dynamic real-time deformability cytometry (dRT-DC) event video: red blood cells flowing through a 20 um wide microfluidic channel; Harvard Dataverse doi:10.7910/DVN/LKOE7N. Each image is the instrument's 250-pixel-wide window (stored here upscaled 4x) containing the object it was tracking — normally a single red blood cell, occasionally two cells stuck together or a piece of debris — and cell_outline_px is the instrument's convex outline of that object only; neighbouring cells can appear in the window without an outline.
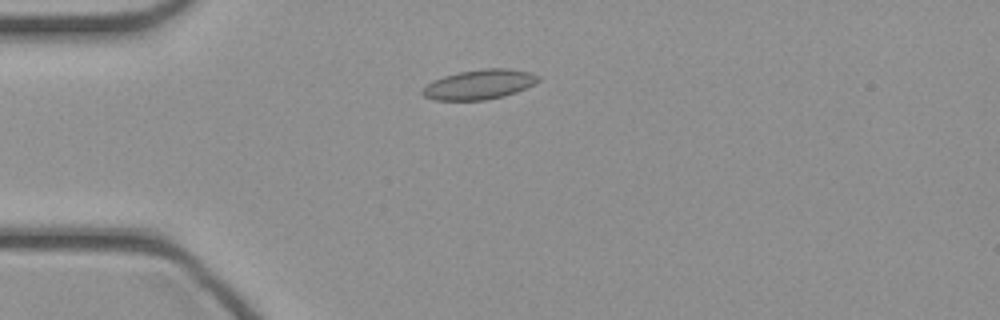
{"species": "common noctule bat (a hibernating species)", "species_latin": "Nyctalus noctula", "temperature_condition": "cold", "stored_images_in_passage": 36, "camera_frame_rate_fps": 3000, "um_per_image_px": 0.085, "animal": {"sex": "female", "body_mass_g": 21.9}, "frame": {"image": 1, "passage_image": 2, "time_ms": 0.333, "image_size_px": [1000, 320], "cell_outline_px": [[540, 80], [516, 92], [504, 96], [484, 100], [436, 100], [424, 96], [420, 92], [428, 84], [444, 76], [460, 72], [484, 68], [508, 68], [532, 72], [540, 76]], "centroid_in_image_um": [40.77, 7.17], "position_along_channel_um": 44.2, "area_um2": 19.88}}
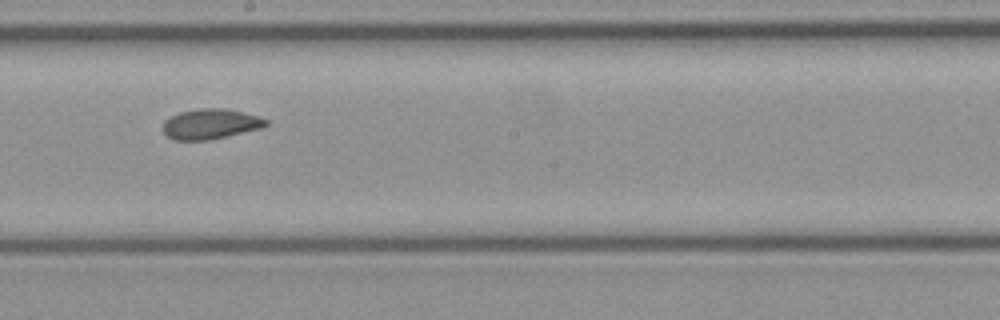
{"frame": {"image": 2, "passage_image": 16, "time_ms": 5.0, "image_size_px": [1000, 320], "cell_outline_px": [[268, 124], [260, 128], [208, 140], [176, 140], [168, 136], [164, 132], [164, 120], [180, 112], [200, 108], [220, 108], [260, 116], [268, 120]], "centroid_in_image_um": [17.89, 10.53], "position_along_channel_um": 230.3, "area_um2": 17.74}}
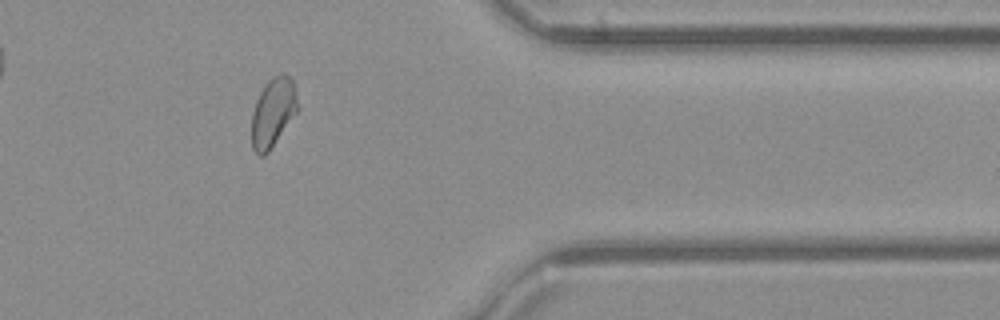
{"frame": {"image": 3, "passage_image": 28, "time_ms": 9.0, "image_size_px": [1000, 320], "cell_outline_px": [[296, 112], [268, 152], [264, 156], [260, 156], [252, 148], [252, 112], [256, 100], [264, 84], [268, 80], [280, 72], [288, 76], [292, 80], [296, 96]], "centroid_in_image_um": [23.16, 9.54], "position_along_channel_um": 388.2, "area_um2": 18.03}}